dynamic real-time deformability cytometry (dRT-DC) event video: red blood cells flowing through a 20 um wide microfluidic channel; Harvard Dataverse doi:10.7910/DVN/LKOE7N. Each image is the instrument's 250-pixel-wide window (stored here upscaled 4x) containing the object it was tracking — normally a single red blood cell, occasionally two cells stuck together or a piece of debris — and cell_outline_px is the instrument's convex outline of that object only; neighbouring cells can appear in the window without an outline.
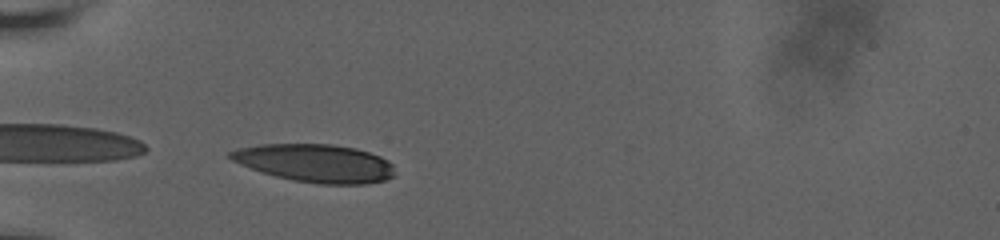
{"species": "human", "species_latin": "Homo sapiens", "temperature_condition": "room temperature", "stored_images_in_passage": 34, "camera_frame_rate_fps": 3000, "um_per_image_px": 0.085, "donor": {"sex": "male"}, "frame": {"image": 1, "passage_image": 1, "time_ms": 0.0, "image_size_px": [1000, 240], "cell_outline_px": [[396, 176], [384, 180], [364, 184], [320, 184], [292, 180], [260, 172], [240, 164], [232, 160], [228, 156], [228, 152], [236, 148], [260, 144], [332, 144], [356, 148], [380, 156], [388, 160], [392, 164]], "centroid_in_image_um": [26.79, 13.86], "position_along_channel_um": 58.2, "area_um2": 36.65}}
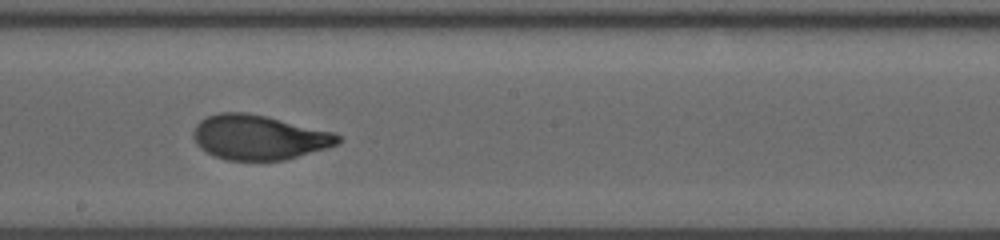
{"frame": {"image": 2, "passage_image": 16, "time_ms": 5.0, "image_size_px": [1000, 240], "cell_outline_px": [[340, 140], [336, 144], [328, 148], [284, 160], [228, 160], [212, 156], [200, 148], [196, 144], [192, 136], [192, 132], [196, 124], [200, 120], [208, 116], [220, 112], [244, 112], [264, 116], [336, 132], [340, 136]], "centroid_in_image_um": [21.98, 11.68], "position_along_channel_um": 226.2, "area_um2": 37.74}}
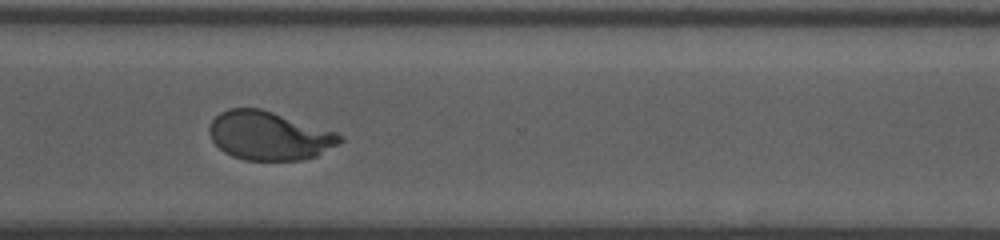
{"frame": {"image": 3, "passage_image": 26, "time_ms": 8.333, "image_size_px": [1000, 240], "cell_outline_px": [[344, 140], [316, 156], [300, 160], [244, 160], [232, 156], [224, 152], [212, 140], [208, 132], [208, 128], [212, 120], [220, 112], [228, 108], [260, 108], [336, 132], [344, 136]], "centroid_in_image_um": [22.85, 11.53], "position_along_channel_um": 347.8, "area_um2": 36.88}, "authors_computed_cell_mechanics": {"area_um2": 37.7434, "velocity_mm_per_s": 3.6596, "shape_relaxation_time_tau1_ms": 6.1964, "shape_relaxation_time_tau2_ms": null, "deformation_change_tau1": 0.2415, "deformation_change_tau2": null}}